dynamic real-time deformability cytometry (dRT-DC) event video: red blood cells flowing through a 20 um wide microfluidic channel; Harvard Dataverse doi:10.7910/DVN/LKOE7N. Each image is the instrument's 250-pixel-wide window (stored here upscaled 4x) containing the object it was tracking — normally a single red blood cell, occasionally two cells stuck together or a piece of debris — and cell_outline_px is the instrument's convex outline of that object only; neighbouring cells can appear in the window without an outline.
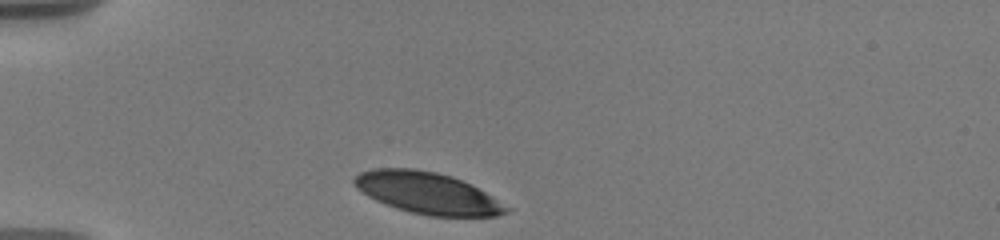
{"species": "human", "species_latin": "Homo sapiens", "temperature_condition": "warm", "stored_images_in_passage": 26, "camera_frame_rate_fps": 3000, "um_per_image_px": 0.085, "donor": {"sex": "male"}, "frame": {"image": 1, "passage_image": 1, "time_ms": 0.0, "image_size_px": [1000, 240], "cell_outline_px": [[512, 208], [508, 212], [496, 216], [432, 216], [412, 212], [384, 204], [368, 196], [356, 188], [352, 180], [360, 172], [372, 168], [412, 168], [436, 172], [452, 176], [484, 192]], "centroid_in_image_um": [36.31, 16.4], "position_along_channel_um": 48.7, "area_um2": 36.53}}
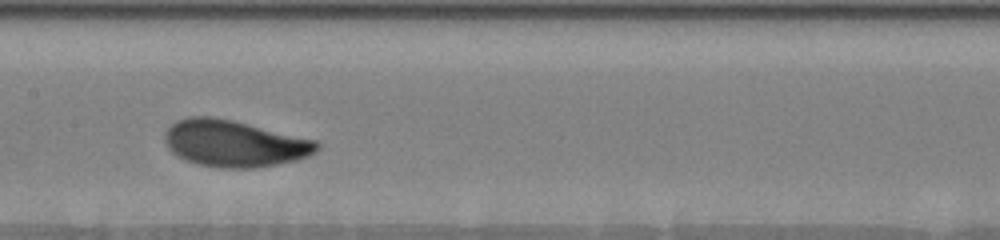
{"frame": {"image": 2, "passage_image": 12, "time_ms": 4.667, "image_size_px": [1000, 240], "cell_outline_px": [[320, 148], [316, 152], [308, 156], [296, 160], [256, 168], [220, 168], [200, 164], [188, 160], [172, 152], [168, 148], [164, 140], [164, 132], [176, 120], [188, 116], [212, 116], [232, 120], [316, 140], [320, 144]], "centroid_in_image_um": [19.92, 12.19], "position_along_channel_um": 187.5, "area_um2": 41.27}}
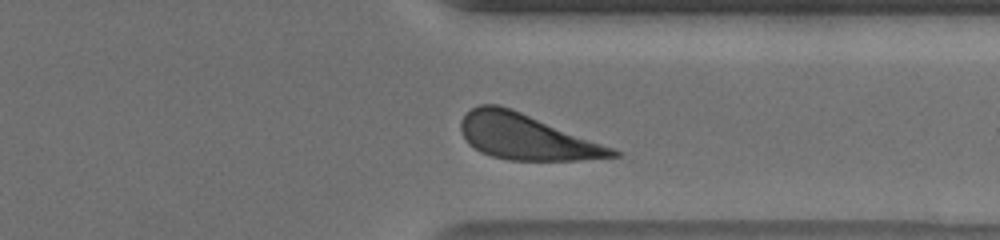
{"frame": {"image": 3, "passage_image": 23, "time_ms": 9.667, "image_size_px": [1000, 240], "cell_outline_px": [[620, 156], [576, 160], [508, 160], [492, 156], [480, 152], [468, 144], [460, 128], [460, 120], [472, 108], [480, 104], [496, 104], [512, 108], [612, 148], [620, 152]], "centroid_in_image_um": [44.68, 11.63], "position_along_channel_um": 366.7, "area_um2": 39.71}, "authors_computed_cell_mechanics": {"area_um2": 39.8242, "velocity_mm_per_s": 3.5819, "shape_relaxation_time_tau1_ms": 2.135, "shape_relaxation_time_tau2_ms": null, "deformation_change_tau1": 0.1222, "deformation_change_tau2": null}}